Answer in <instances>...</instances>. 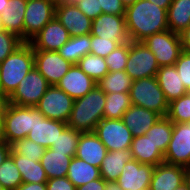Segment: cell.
Wrapping results in <instances>:
<instances>
[{
	"instance_id": "6da1fadb",
	"label": "cell",
	"mask_w": 190,
	"mask_h": 190,
	"mask_svg": "<svg viewBox=\"0 0 190 190\" xmlns=\"http://www.w3.org/2000/svg\"><path fill=\"white\" fill-rule=\"evenodd\" d=\"M125 23L130 41L135 42L169 29L167 11L149 0H136L127 6Z\"/></svg>"
},
{
	"instance_id": "7a4b0ae2",
	"label": "cell",
	"mask_w": 190,
	"mask_h": 190,
	"mask_svg": "<svg viewBox=\"0 0 190 190\" xmlns=\"http://www.w3.org/2000/svg\"><path fill=\"white\" fill-rule=\"evenodd\" d=\"M106 93L97 85L85 96L75 99L67 125L74 130L94 132L104 118Z\"/></svg>"
},
{
	"instance_id": "3957f363",
	"label": "cell",
	"mask_w": 190,
	"mask_h": 190,
	"mask_svg": "<svg viewBox=\"0 0 190 190\" xmlns=\"http://www.w3.org/2000/svg\"><path fill=\"white\" fill-rule=\"evenodd\" d=\"M34 67L33 47L29 42H24L0 62V91L10 96Z\"/></svg>"
},
{
	"instance_id": "277c9868",
	"label": "cell",
	"mask_w": 190,
	"mask_h": 190,
	"mask_svg": "<svg viewBox=\"0 0 190 190\" xmlns=\"http://www.w3.org/2000/svg\"><path fill=\"white\" fill-rule=\"evenodd\" d=\"M131 103L156 112L165 117L168 112V102L155 76L133 80L129 91Z\"/></svg>"
},
{
	"instance_id": "5b68a950",
	"label": "cell",
	"mask_w": 190,
	"mask_h": 190,
	"mask_svg": "<svg viewBox=\"0 0 190 190\" xmlns=\"http://www.w3.org/2000/svg\"><path fill=\"white\" fill-rule=\"evenodd\" d=\"M35 125V107L18 106L9 103L3 116V142L11 145L26 138Z\"/></svg>"
},
{
	"instance_id": "8992f818",
	"label": "cell",
	"mask_w": 190,
	"mask_h": 190,
	"mask_svg": "<svg viewBox=\"0 0 190 190\" xmlns=\"http://www.w3.org/2000/svg\"><path fill=\"white\" fill-rule=\"evenodd\" d=\"M142 42L155 55L159 67L175 65L183 52L179 34L169 29L155 33Z\"/></svg>"
},
{
	"instance_id": "52a82bcc",
	"label": "cell",
	"mask_w": 190,
	"mask_h": 190,
	"mask_svg": "<svg viewBox=\"0 0 190 190\" xmlns=\"http://www.w3.org/2000/svg\"><path fill=\"white\" fill-rule=\"evenodd\" d=\"M49 87L48 81L34 67L9 96V103L18 106L35 107Z\"/></svg>"
},
{
	"instance_id": "ba28073f",
	"label": "cell",
	"mask_w": 190,
	"mask_h": 190,
	"mask_svg": "<svg viewBox=\"0 0 190 190\" xmlns=\"http://www.w3.org/2000/svg\"><path fill=\"white\" fill-rule=\"evenodd\" d=\"M159 68L155 55L143 42L129 41L125 72L133 80L156 76Z\"/></svg>"
},
{
	"instance_id": "9c48e42d",
	"label": "cell",
	"mask_w": 190,
	"mask_h": 190,
	"mask_svg": "<svg viewBox=\"0 0 190 190\" xmlns=\"http://www.w3.org/2000/svg\"><path fill=\"white\" fill-rule=\"evenodd\" d=\"M56 4L51 0H27L24 14L23 41L29 42L55 17Z\"/></svg>"
},
{
	"instance_id": "30bf717a",
	"label": "cell",
	"mask_w": 190,
	"mask_h": 190,
	"mask_svg": "<svg viewBox=\"0 0 190 190\" xmlns=\"http://www.w3.org/2000/svg\"><path fill=\"white\" fill-rule=\"evenodd\" d=\"M94 132L105 145L107 151L130 149L133 141L132 132L122 119L103 118L97 124Z\"/></svg>"
},
{
	"instance_id": "8fae6325",
	"label": "cell",
	"mask_w": 190,
	"mask_h": 190,
	"mask_svg": "<svg viewBox=\"0 0 190 190\" xmlns=\"http://www.w3.org/2000/svg\"><path fill=\"white\" fill-rule=\"evenodd\" d=\"M74 99L56 85H50L35 106L46 118L68 122Z\"/></svg>"
},
{
	"instance_id": "7c38bea8",
	"label": "cell",
	"mask_w": 190,
	"mask_h": 190,
	"mask_svg": "<svg viewBox=\"0 0 190 190\" xmlns=\"http://www.w3.org/2000/svg\"><path fill=\"white\" fill-rule=\"evenodd\" d=\"M164 162L190 168V122L173 123V131Z\"/></svg>"
},
{
	"instance_id": "4fadbf2b",
	"label": "cell",
	"mask_w": 190,
	"mask_h": 190,
	"mask_svg": "<svg viewBox=\"0 0 190 190\" xmlns=\"http://www.w3.org/2000/svg\"><path fill=\"white\" fill-rule=\"evenodd\" d=\"M35 67L50 85H57L73 65L57 51L34 50Z\"/></svg>"
},
{
	"instance_id": "5bb4252c",
	"label": "cell",
	"mask_w": 190,
	"mask_h": 190,
	"mask_svg": "<svg viewBox=\"0 0 190 190\" xmlns=\"http://www.w3.org/2000/svg\"><path fill=\"white\" fill-rule=\"evenodd\" d=\"M91 35L110 39L121 44L130 41L127 33L125 15L100 14L92 20Z\"/></svg>"
},
{
	"instance_id": "9a60e30c",
	"label": "cell",
	"mask_w": 190,
	"mask_h": 190,
	"mask_svg": "<svg viewBox=\"0 0 190 190\" xmlns=\"http://www.w3.org/2000/svg\"><path fill=\"white\" fill-rule=\"evenodd\" d=\"M155 166L139 163L137 160L127 162L116 180L122 190H149Z\"/></svg>"
},
{
	"instance_id": "2e32d148",
	"label": "cell",
	"mask_w": 190,
	"mask_h": 190,
	"mask_svg": "<svg viewBox=\"0 0 190 190\" xmlns=\"http://www.w3.org/2000/svg\"><path fill=\"white\" fill-rule=\"evenodd\" d=\"M55 17L68 31L70 37L91 33L92 20L79 10L75 4H56Z\"/></svg>"
},
{
	"instance_id": "e0dca14e",
	"label": "cell",
	"mask_w": 190,
	"mask_h": 190,
	"mask_svg": "<svg viewBox=\"0 0 190 190\" xmlns=\"http://www.w3.org/2000/svg\"><path fill=\"white\" fill-rule=\"evenodd\" d=\"M70 38V34L54 17L30 41L33 50L58 51Z\"/></svg>"
},
{
	"instance_id": "ac0fdd59",
	"label": "cell",
	"mask_w": 190,
	"mask_h": 190,
	"mask_svg": "<svg viewBox=\"0 0 190 190\" xmlns=\"http://www.w3.org/2000/svg\"><path fill=\"white\" fill-rule=\"evenodd\" d=\"M67 126L63 121L46 118L35 107V125L29 131L27 138L45 148H50Z\"/></svg>"
},
{
	"instance_id": "d6986e66",
	"label": "cell",
	"mask_w": 190,
	"mask_h": 190,
	"mask_svg": "<svg viewBox=\"0 0 190 190\" xmlns=\"http://www.w3.org/2000/svg\"><path fill=\"white\" fill-rule=\"evenodd\" d=\"M96 83L77 64H73L56 86L75 100L89 93Z\"/></svg>"
},
{
	"instance_id": "ffe728a7",
	"label": "cell",
	"mask_w": 190,
	"mask_h": 190,
	"mask_svg": "<svg viewBox=\"0 0 190 190\" xmlns=\"http://www.w3.org/2000/svg\"><path fill=\"white\" fill-rule=\"evenodd\" d=\"M185 172V167L160 163L154 168L149 190H173L184 182Z\"/></svg>"
},
{
	"instance_id": "44dd1931",
	"label": "cell",
	"mask_w": 190,
	"mask_h": 190,
	"mask_svg": "<svg viewBox=\"0 0 190 190\" xmlns=\"http://www.w3.org/2000/svg\"><path fill=\"white\" fill-rule=\"evenodd\" d=\"M107 148L100 141L95 132L81 133L76 151V157L92 166L100 168L107 154Z\"/></svg>"
},
{
	"instance_id": "7402d4cb",
	"label": "cell",
	"mask_w": 190,
	"mask_h": 190,
	"mask_svg": "<svg viewBox=\"0 0 190 190\" xmlns=\"http://www.w3.org/2000/svg\"><path fill=\"white\" fill-rule=\"evenodd\" d=\"M160 115L144 107L131 105L123 114L122 121L132 132L133 137L145 133L160 119Z\"/></svg>"
},
{
	"instance_id": "603a6c76",
	"label": "cell",
	"mask_w": 190,
	"mask_h": 190,
	"mask_svg": "<svg viewBox=\"0 0 190 190\" xmlns=\"http://www.w3.org/2000/svg\"><path fill=\"white\" fill-rule=\"evenodd\" d=\"M155 77L168 103L188 92L174 65L161 66Z\"/></svg>"
},
{
	"instance_id": "cb8c5ba5",
	"label": "cell",
	"mask_w": 190,
	"mask_h": 190,
	"mask_svg": "<svg viewBox=\"0 0 190 190\" xmlns=\"http://www.w3.org/2000/svg\"><path fill=\"white\" fill-rule=\"evenodd\" d=\"M27 0H8V6L0 14L2 29L23 40L24 14Z\"/></svg>"
},
{
	"instance_id": "d4e9b609",
	"label": "cell",
	"mask_w": 190,
	"mask_h": 190,
	"mask_svg": "<svg viewBox=\"0 0 190 190\" xmlns=\"http://www.w3.org/2000/svg\"><path fill=\"white\" fill-rule=\"evenodd\" d=\"M130 150L133 159L139 163L156 166L164 162V154L146 135L133 137Z\"/></svg>"
},
{
	"instance_id": "484cf974",
	"label": "cell",
	"mask_w": 190,
	"mask_h": 190,
	"mask_svg": "<svg viewBox=\"0 0 190 190\" xmlns=\"http://www.w3.org/2000/svg\"><path fill=\"white\" fill-rule=\"evenodd\" d=\"M133 160L130 149L108 151L100 166V176L105 181H116L124 165Z\"/></svg>"
},
{
	"instance_id": "4316f807",
	"label": "cell",
	"mask_w": 190,
	"mask_h": 190,
	"mask_svg": "<svg viewBox=\"0 0 190 190\" xmlns=\"http://www.w3.org/2000/svg\"><path fill=\"white\" fill-rule=\"evenodd\" d=\"M72 158L69 153L54 152L51 148H46L40 162L47 178L52 179L67 176Z\"/></svg>"
},
{
	"instance_id": "83f0119b",
	"label": "cell",
	"mask_w": 190,
	"mask_h": 190,
	"mask_svg": "<svg viewBox=\"0 0 190 190\" xmlns=\"http://www.w3.org/2000/svg\"><path fill=\"white\" fill-rule=\"evenodd\" d=\"M10 156L15 162L22 176L23 183H46L48 178L40 161H32L25 156L18 155L12 150Z\"/></svg>"
},
{
	"instance_id": "f1b7e54d",
	"label": "cell",
	"mask_w": 190,
	"mask_h": 190,
	"mask_svg": "<svg viewBox=\"0 0 190 190\" xmlns=\"http://www.w3.org/2000/svg\"><path fill=\"white\" fill-rule=\"evenodd\" d=\"M168 28L181 33L190 26V0H173L167 10Z\"/></svg>"
},
{
	"instance_id": "f546056e",
	"label": "cell",
	"mask_w": 190,
	"mask_h": 190,
	"mask_svg": "<svg viewBox=\"0 0 190 190\" xmlns=\"http://www.w3.org/2000/svg\"><path fill=\"white\" fill-rule=\"evenodd\" d=\"M100 177L99 168L90 165L76 156L72 158L68 168L67 178L76 188Z\"/></svg>"
},
{
	"instance_id": "4dcf8cb0",
	"label": "cell",
	"mask_w": 190,
	"mask_h": 190,
	"mask_svg": "<svg viewBox=\"0 0 190 190\" xmlns=\"http://www.w3.org/2000/svg\"><path fill=\"white\" fill-rule=\"evenodd\" d=\"M91 34L70 37L69 40L57 51L65 60L77 64L79 60L90 54Z\"/></svg>"
},
{
	"instance_id": "1f68e13d",
	"label": "cell",
	"mask_w": 190,
	"mask_h": 190,
	"mask_svg": "<svg viewBox=\"0 0 190 190\" xmlns=\"http://www.w3.org/2000/svg\"><path fill=\"white\" fill-rule=\"evenodd\" d=\"M173 131V122L167 117H160L158 121L145 133L147 137L165 154Z\"/></svg>"
},
{
	"instance_id": "d6a6232c",
	"label": "cell",
	"mask_w": 190,
	"mask_h": 190,
	"mask_svg": "<svg viewBox=\"0 0 190 190\" xmlns=\"http://www.w3.org/2000/svg\"><path fill=\"white\" fill-rule=\"evenodd\" d=\"M132 83L133 79L125 72V70H122L108 72L96 84L105 93H121L129 92Z\"/></svg>"
},
{
	"instance_id": "836d02e7",
	"label": "cell",
	"mask_w": 190,
	"mask_h": 190,
	"mask_svg": "<svg viewBox=\"0 0 190 190\" xmlns=\"http://www.w3.org/2000/svg\"><path fill=\"white\" fill-rule=\"evenodd\" d=\"M132 105L129 92L106 93L104 105L105 119H122L123 114Z\"/></svg>"
},
{
	"instance_id": "e575fe53",
	"label": "cell",
	"mask_w": 190,
	"mask_h": 190,
	"mask_svg": "<svg viewBox=\"0 0 190 190\" xmlns=\"http://www.w3.org/2000/svg\"><path fill=\"white\" fill-rule=\"evenodd\" d=\"M77 65L95 82H98L109 72L105 58L93 54L82 57Z\"/></svg>"
},
{
	"instance_id": "d590c367",
	"label": "cell",
	"mask_w": 190,
	"mask_h": 190,
	"mask_svg": "<svg viewBox=\"0 0 190 190\" xmlns=\"http://www.w3.org/2000/svg\"><path fill=\"white\" fill-rule=\"evenodd\" d=\"M80 134V131L67 126L50 148L54 152L69 153V156L75 157Z\"/></svg>"
},
{
	"instance_id": "8d00e7d4",
	"label": "cell",
	"mask_w": 190,
	"mask_h": 190,
	"mask_svg": "<svg viewBox=\"0 0 190 190\" xmlns=\"http://www.w3.org/2000/svg\"><path fill=\"white\" fill-rule=\"evenodd\" d=\"M0 183L4 190H15L22 182V176L9 155L0 166Z\"/></svg>"
},
{
	"instance_id": "74e56055",
	"label": "cell",
	"mask_w": 190,
	"mask_h": 190,
	"mask_svg": "<svg viewBox=\"0 0 190 190\" xmlns=\"http://www.w3.org/2000/svg\"><path fill=\"white\" fill-rule=\"evenodd\" d=\"M173 123L190 122V95L188 93L168 104L166 115Z\"/></svg>"
},
{
	"instance_id": "f35d334b",
	"label": "cell",
	"mask_w": 190,
	"mask_h": 190,
	"mask_svg": "<svg viewBox=\"0 0 190 190\" xmlns=\"http://www.w3.org/2000/svg\"><path fill=\"white\" fill-rule=\"evenodd\" d=\"M11 150L18 155L31 159L32 161H41L46 148L26 137L12 143Z\"/></svg>"
},
{
	"instance_id": "ab89813d",
	"label": "cell",
	"mask_w": 190,
	"mask_h": 190,
	"mask_svg": "<svg viewBox=\"0 0 190 190\" xmlns=\"http://www.w3.org/2000/svg\"><path fill=\"white\" fill-rule=\"evenodd\" d=\"M128 56L129 42L120 44L107 57H105L109 72L125 70Z\"/></svg>"
},
{
	"instance_id": "60d3db41",
	"label": "cell",
	"mask_w": 190,
	"mask_h": 190,
	"mask_svg": "<svg viewBox=\"0 0 190 190\" xmlns=\"http://www.w3.org/2000/svg\"><path fill=\"white\" fill-rule=\"evenodd\" d=\"M23 43L24 41L17 35L4 29L0 30V62L4 61Z\"/></svg>"
},
{
	"instance_id": "b9f144b4",
	"label": "cell",
	"mask_w": 190,
	"mask_h": 190,
	"mask_svg": "<svg viewBox=\"0 0 190 190\" xmlns=\"http://www.w3.org/2000/svg\"><path fill=\"white\" fill-rule=\"evenodd\" d=\"M120 44V42L115 40L104 39L98 36L91 35L90 54L105 58Z\"/></svg>"
},
{
	"instance_id": "7bdbcfd3",
	"label": "cell",
	"mask_w": 190,
	"mask_h": 190,
	"mask_svg": "<svg viewBox=\"0 0 190 190\" xmlns=\"http://www.w3.org/2000/svg\"><path fill=\"white\" fill-rule=\"evenodd\" d=\"M177 72L186 90H190V53L183 51L175 62Z\"/></svg>"
},
{
	"instance_id": "ee69618b",
	"label": "cell",
	"mask_w": 190,
	"mask_h": 190,
	"mask_svg": "<svg viewBox=\"0 0 190 190\" xmlns=\"http://www.w3.org/2000/svg\"><path fill=\"white\" fill-rule=\"evenodd\" d=\"M75 5L91 20L102 14L99 0H78Z\"/></svg>"
},
{
	"instance_id": "f6af8a7d",
	"label": "cell",
	"mask_w": 190,
	"mask_h": 190,
	"mask_svg": "<svg viewBox=\"0 0 190 190\" xmlns=\"http://www.w3.org/2000/svg\"><path fill=\"white\" fill-rule=\"evenodd\" d=\"M104 14L125 15L126 7L121 0H99Z\"/></svg>"
},
{
	"instance_id": "bcb514c9",
	"label": "cell",
	"mask_w": 190,
	"mask_h": 190,
	"mask_svg": "<svg viewBox=\"0 0 190 190\" xmlns=\"http://www.w3.org/2000/svg\"><path fill=\"white\" fill-rule=\"evenodd\" d=\"M46 188L47 190H76V187L67 176L48 179Z\"/></svg>"
},
{
	"instance_id": "7dc6e473",
	"label": "cell",
	"mask_w": 190,
	"mask_h": 190,
	"mask_svg": "<svg viewBox=\"0 0 190 190\" xmlns=\"http://www.w3.org/2000/svg\"><path fill=\"white\" fill-rule=\"evenodd\" d=\"M104 189H105V180L102 177L90 181L87 184L81 185L76 188V190H104Z\"/></svg>"
},
{
	"instance_id": "c3c4849f",
	"label": "cell",
	"mask_w": 190,
	"mask_h": 190,
	"mask_svg": "<svg viewBox=\"0 0 190 190\" xmlns=\"http://www.w3.org/2000/svg\"><path fill=\"white\" fill-rule=\"evenodd\" d=\"M183 51L190 53V26L179 33Z\"/></svg>"
},
{
	"instance_id": "681fc988",
	"label": "cell",
	"mask_w": 190,
	"mask_h": 190,
	"mask_svg": "<svg viewBox=\"0 0 190 190\" xmlns=\"http://www.w3.org/2000/svg\"><path fill=\"white\" fill-rule=\"evenodd\" d=\"M15 190H47L46 183H21Z\"/></svg>"
},
{
	"instance_id": "f907efd6",
	"label": "cell",
	"mask_w": 190,
	"mask_h": 190,
	"mask_svg": "<svg viewBox=\"0 0 190 190\" xmlns=\"http://www.w3.org/2000/svg\"><path fill=\"white\" fill-rule=\"evenodd\" d=\"M11 145H8L6 142H0V166L10 155Z\"/></svg>"
},
{
	"instance_id": "816d5d0a",
	"label": "cell",
	"mask_w": 190,
	"mask_h": 190,
	"mask_svg": "<svg viewBox=\"0 0 190 190\" xmlns=\"http://www.w3.org/2000/svg\"><path fill=\"white\" fill-rule=\"evenodd\" d=\"M8 105H9V96L0 91V115H4L6 113Z\"/></svg>"
},
{
	"instance_id": "f5cc1de1",
	"label": "cell",
	"mask_w": 190,
	"mask_h": 190,
	"mask_svg": "<svg viewBox=\"0 0 190 190\" xmlns=\"http://www.w3.org/2000/svg\"><path fill=\"white\" fill-rule=\"evenodd\" d=\"M149 1L167 11L168 7L171 5L173 0H149Z\"/></svg>"
},
{
	"instance_id": "db71d44e",
	"label": "cell",
	"mask_w": 190,
	"mask_h": 190,
	"mask_svg": "<svg viewBox=\"0 0 190 190\" xmlns=\"http://www.w3.org/2000/svg\"><path fill=\"white\" fill-rule=\"evenodd\" d=\"M104 190H122L119 184L116 181H105Z\"/></svg>"
},
{
	"instance_id": "11a10c76",
	"label": "cell",
	"mask_w": 190,
	"mask_h": 190,
	"mask_svg": "<svg viewBox=\"0 0 190 190\" xmlns=\"http://www.w3.org/2000/svg\"><path fill=\"white\" fill-rule=\"evenodd\" d=\"M184 182L186 183L188 189L190 190V168H186Z\"/></svg>"
},
{
	"instance_id": "9f6ffc18",
	"label": "cell",
	"mask_w": 190,
	"mask_h": 190,
	"mask_svg": "<svg viewBox=\"0 0 190 190\" xmlns=\"http://www.w3.org/2000/svg\"><path fill=\"white\" fill-rule=\"evenodd\" d=\"M8 6V0H0V14L2 13L3 9Z\"/></svg>"
},
{
	"instance_id": "6f0895ef",
	"label": "cell",
	"mask_w": 190,
	"mask_h": 190,
	"mask_svg": "<svg viewBox=\"0 0 190 190\" xmlns=\"http://www.w3.org/2000/svg\"><path fill=\"white\" fill-rule=\"evenodd\" d=\"M3 116L4 115H0V142H3V130H2Z\"/></svg>"
},
{
	"instance_id": "680465c9",
	"label": "cell",
	"mask_w": 190,
	"mask_h": 190,
	"mask_svg": "<svg viewBox=\"0 0 190 190\" xmlns=\"http://www.w3.org/2000/svg\"><path fill=\"white\" fill-rule=\"evenodd\" d=\"M173 190H189L186 183L183 182L179 187H176L175 189Z\"/></svg>"
},
{
	"instance_id": "91938a15",
	"label": "cell",
	"mask_w": 190,
	"mask_h": 190,
	"mask_svg": "<svg viewBox=\"0 0 190 190\" xmlns=\"http://www.w3.org/2000/svg\"><path fill=\"white\" fill-rule=\"evenodd\" d=\"M125 7L133 4L136 0H121Z\"/></svg>"
},
{
	"instance_id": "94428289",
	"label": "cell",
	"mask_w": 190,
	"mask_h": 190,
	"mask_svg": "<svg viewBox=\"0 0 190 190\" xmlns=\"http://www.w3.org/2000/svg\"><path fill=\"white\" fill-rule=\"evenodd\" d=\"M78 0H63L62 3L65 4H75Z\"/></svg>"
},
{
	"instance_id": "6125c7cd",
	"label": "cell",
	"mask_w": 190,
	"mask_h": 190,
	"mask_svg": "<svg viewBox=\"0 0 190 190\" xmlns=\"http://www.w3.org/2000/svg\"><path fill=\"white\" fill-rule=\"evenodd\" d=\"M53 1L55 4H58V3H62L63 0H51Z\"/></svg>"
},
{
	"instance_id": "be15d7a7",
	"label": "cell",
	"mask_w": 190,
	"mask_h": 190,
	"mask_svg": "<svg viewBox=\"0 0 190 190\" xmlns=\"http://www.w3.org/2000/svg\"><path fill=\"white\" fill-rule=\"evenodd\" d=\"M0 30H2L1 17H0Z\"/></svg>"
},
{
	"instance_id": "e7e4bbea",
	"label": "cell",
	"mask_w": 190,
	"mask_h": 190,
	"mask_svg": "<svg viewBox=\"0 0 190 190\" xmlns=\"http://www.w3.org/2000/svg\"><path fill=\"white\" fill-rule=\"evenodd\" d=\"M0 190H4V188L2 187L1 183H0Z\"/></svg>"
}]
</instances>
